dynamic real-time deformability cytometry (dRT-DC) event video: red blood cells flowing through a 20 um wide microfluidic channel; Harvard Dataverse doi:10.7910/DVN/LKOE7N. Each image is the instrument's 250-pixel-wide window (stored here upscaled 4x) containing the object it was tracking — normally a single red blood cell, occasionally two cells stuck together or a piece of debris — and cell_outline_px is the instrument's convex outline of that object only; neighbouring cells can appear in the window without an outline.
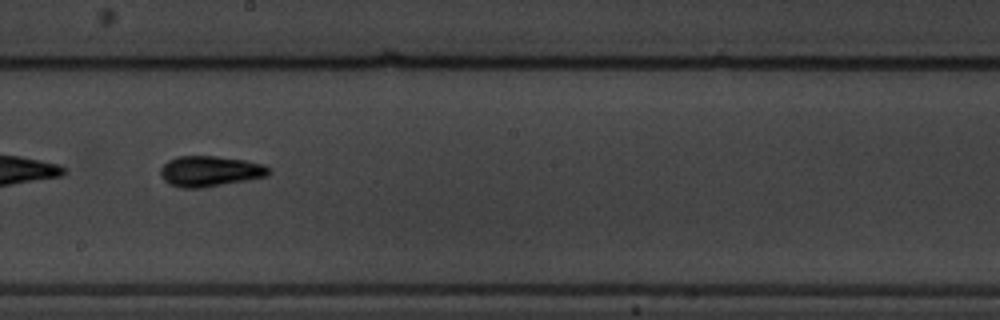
{"species": "common noctule bat (a hibernating species)", "species_latin": "Nyctalus noctula", "temperature_condition": "warm", "stored_images_in_passage": 37, "camera_frame_rate_fps": 3000, "um_per_image_px": 0.085, "animal": {"sex": "male", "body_mass_g": 19.5, "forearm_length_mm": 54.6}, "frame": {"image": 1, "passage_image": 16, "time_ms": 5.0, "image_size_px": [1000, 320], "cell_outline_px": [[272, 172], [268, 176], [200, 188], [180, 188], [168, 184], [160, 176], [160, 168], [168, 160], [176, 156], [216, 156], [244, 160], [264, 164], [272, 168]], "centroid_in_image_um": [17.84, 14.55], "position_along_channel_um": 230.4, "area_um2": 19.48}, "authors_computed_cell_mechanics": {"area_um2": 17.7446, "velocity_mm_per_s": 3.5314, "shape_relaxation_time_tau1_ms": 5.0138, "shape_relaxation_time_tau2_ms": 4.034, "deformation_change_tau1": 0.1875, "deformation_change_tau2": 0.1103}}